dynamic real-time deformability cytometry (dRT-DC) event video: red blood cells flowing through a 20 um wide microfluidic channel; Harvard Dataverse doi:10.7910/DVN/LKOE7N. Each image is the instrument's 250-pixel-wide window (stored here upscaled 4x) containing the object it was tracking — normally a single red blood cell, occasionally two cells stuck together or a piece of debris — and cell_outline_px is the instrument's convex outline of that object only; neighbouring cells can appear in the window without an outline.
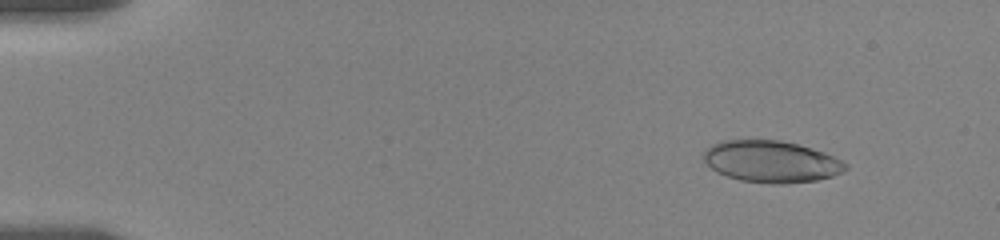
{"species": "human", "species_latin": "Homo sapiens", "temperature_condition": "room temperature", "stored_images_in_passage": 30, "camera_frame_rate_fps": 3000, "um_per_image_px": 0.085, "donor": {"sex": "female"}, "frame": {"image": 1, "passage_image": 1, "time_ms": 0.0, "image_size_px": [1000, 240], "cell_outline_px": [[848, 168], [844, 172], [832, 176], [816, 180], [784, 184], [772, 184], [740, 180], [716, 172], [704, 160], [704, 152], [712, 144], [720, 140], [780, 140], [796, 144], [824, 152], [848, 164]], "centroid_in_image_um": [65.57, 13.74], "position_along_channel_um": 19.4, "area_um2": 34.39}}
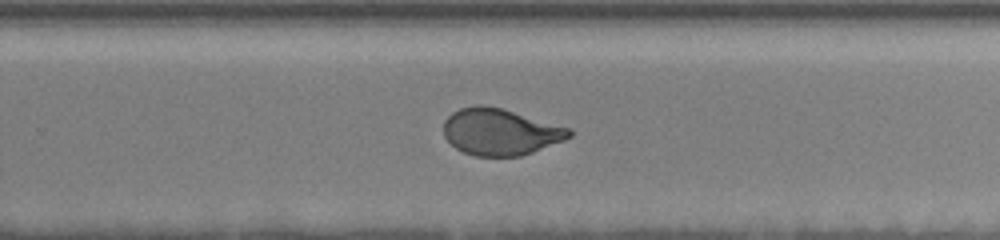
{"frame": {"image": 2, "passage_image": 16, "time_ms": 5.0, "image_size_px": [1000, 240], "cell_outline_px": [[572, 136], [564, 140], [532, 152], [520, 156], [476, 156], [464, 152], [456, 148], [444, 136], [444, 120], [452, 112], [460, 108], [476, 104], [484, 104], [504, 108], [572, 128]], "centroid_in_image_um": [42.54, 11.18], "position_along_channel_um": 287.3, "area_um2": 34.39}}
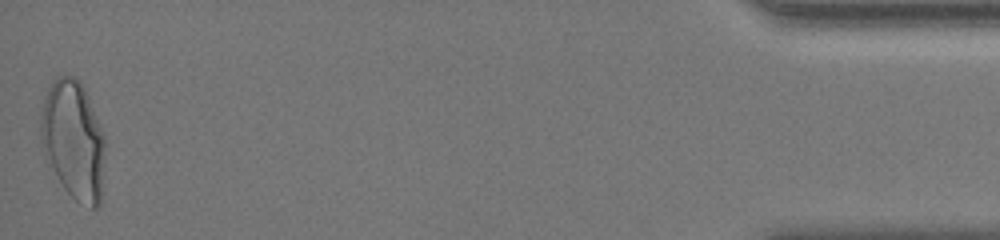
{"frame": {"image": 3, "passage_image": 30, "time_ms": 9.667, "image_size_px": [1000, 240], "cell_outline_px": [[104, 148], [100, 204], [96, 208], [92, 208], [76, 200], [64, 188], [52, 164], [40, 136], [40, 116], [44, 100], [48, 88], [56, 76], [72, 76], [80, 80], [84, 88], [104, 132]], "centroid_in_image_um": [6.26, 11.84], "position_along_channel_um": 428.9, "area_um2": 43.52}}